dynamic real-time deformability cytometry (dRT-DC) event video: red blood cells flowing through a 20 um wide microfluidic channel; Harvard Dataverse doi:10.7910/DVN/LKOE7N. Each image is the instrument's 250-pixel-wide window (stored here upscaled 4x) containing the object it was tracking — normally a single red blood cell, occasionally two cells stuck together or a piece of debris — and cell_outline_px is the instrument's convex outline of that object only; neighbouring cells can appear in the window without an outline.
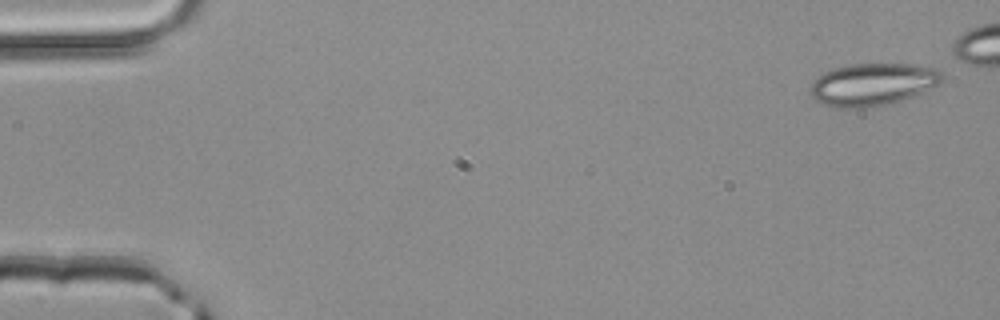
{"species": "common noctule bat (a hibernating species)", "species_latin": "Nyctalus noctula", "temperature_condition": "room temperature", "stored_images_in_passage": 43, "camera_frame_rate_fps": 3000, "um_per_image_px": 0.085, "animal": {"sex": "male", "body_mass_g": 20.4}, "frame": {"image": 1, "passage_image": 1, "time_ms": 0.0, "image_size_px": [1000, 320], "cell_outline_px": [[944, 80], [912, 96], [888, 104], [868, 108], [836, 108], [820, 104], [812, 96], [812, 84], [824, 72], [832, 68], [852, 64], [920, 64], [940, 68], [944, 76]], "centroid_in_image_um": [74.21, 7.16], "position_along_channel_um": 10.8, "area_um2": 32.6}}
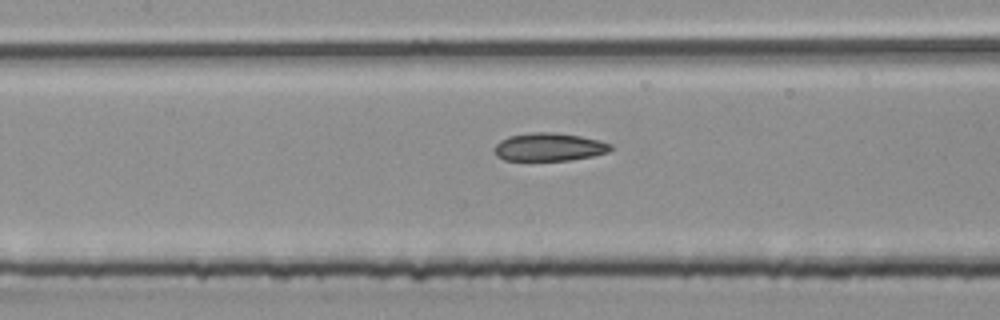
{"frame": {"image": 2, "passage_image": 22, "time_ms": 7.0, "image_size_px": [1000, 320], "cell_outline_px": [[612, 148], [608, 152], [592, 156], [568, 160], [504, 160], [496, 156], [496, 144], [500, 140], [508, 136], [532, 132], [556, 132], [580, 136], [600, 140], [612, 144]], "centroid_in_image_um": [46.69, 12.48], "position_along_channel_um": 160.7, "area_um2": 18.96}}
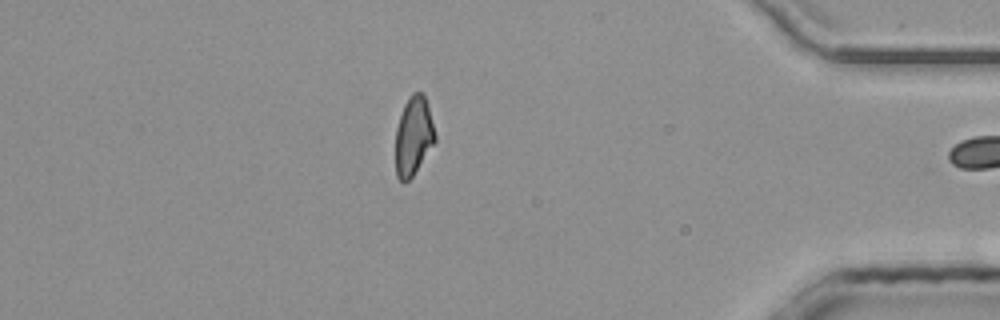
{"frame": {"image": 3, "passage_image": 42, "time_ms": 13.667, "image_size_px": [1000, 320], "cell_outline_px": [[436, 140], [412, 176], [404, 184], [396, 176], [396, 128], [404, 104], [408, 96], [412, 92], [420, 92], [424, 96], [428, 104], [436, 136]], "centroid_in_image_um": [35.14, 11.54], "position_along_channel_um": 400.1, "area_um2": 18.03}, "authors_computed_cell_mechanics": {"area_um2": 19.2474, "velocity_mm_per_s": 4.1889, "shape_relaxation_time_tau1_ms": null, "shape_relaxation_time_tau2_ms": 2.4125, "deformation_change_tau1": null, "deformation_change_tau2": 0.0929}}